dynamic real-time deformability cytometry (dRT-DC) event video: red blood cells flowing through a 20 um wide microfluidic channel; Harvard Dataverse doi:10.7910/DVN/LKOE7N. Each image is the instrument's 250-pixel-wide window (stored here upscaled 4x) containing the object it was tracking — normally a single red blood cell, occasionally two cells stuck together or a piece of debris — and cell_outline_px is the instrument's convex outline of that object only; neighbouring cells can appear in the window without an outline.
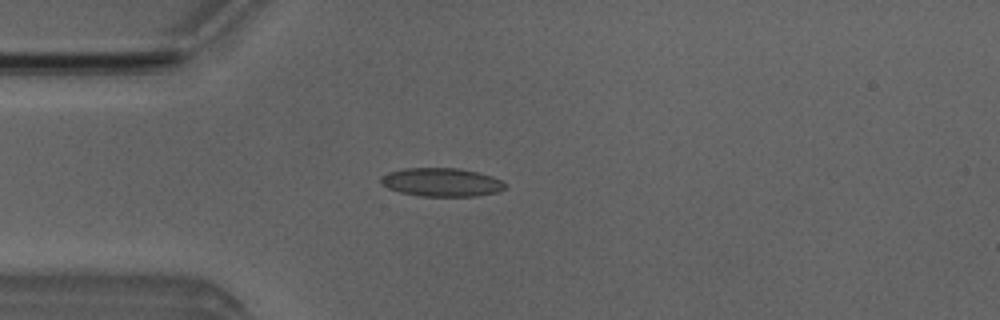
{"species": "Egyptian fruit bat (a non-hibernating species)", "species_latin": "Rousettus aegyptiacus", "temperature_condition": "room temperature", "stored_images_in_passage": 5, "camera_frame_rate_fps": 3000, "um_per_image_px": 0.085, "animal": {"sex": "male"}, "frame": {"image": 1, "passage_image": 4, "time_ms": 3.667, "image_size_px": [1000, 320], "cell_outline_px": [[504, 188], [496, 192], [476, 196], [420, 196], [400, 192], [388, 188], [380, 184], [380, 176], [388, 172], [404, 168], [460, 168], [492, 176], [500, 180], [504, 184]], "centroid_in_image_um": [37.47, 15.48], "position_along_channel_um": 47.5, "area_um2": 20.58}}